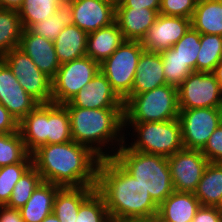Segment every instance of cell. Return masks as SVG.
Instances as JSON below:
<instances>
[{
	"mask_svg": "<svg viewBox=\"0 0 222 222\" xmlns=\"http://www.w3.org/2000/svg\"><path fill=\"white\" fill-rule=\"evenodd\" d=\"M222 56V36L200 34L196 72H213Z\"/></svg>",
	"mask_w": 222,
	"mask_h": 222,
	"instance_id": "cell-31",
	"label": "cell"
},
{
	"mask_svg": "<svg viewBox=\"0 0 222 222\" xmlns=\"http://www.w3.org/2000/svg\"><path fill=\"white\" fill-rule=\"evenodd\" d=\"M0 103L18 122L39 104L20 86L6 63L0 67Z\"/></svg>",
	"mask_w": 222,
	"mask_h": 222,
	"instance_id": "cell-15",
	"label": "cell"
},
{
	"mask_svg": "<svg viewBox=\"0 0 222 222\" xmlns=\"http://www.w3.org/2000/svg\"><path fill=\"white\" fill-rule=\"evenodd\" d=\"M113 5L115 8L122 4L123 0H101Z\"/></svg>",
	"mask_w": 222,
	"mask_h": 222,
	"instance_id": "cell-48",
	"label": "cell"
},
{
	"mask_svg": "<svg viewBox=\"0 0 222 222\" xmlns=\"http://www.w3.org/2000/svg\"><path fill=\"white\" fill-rule=\"evenodd\" d=\"M20 86L39 104L52 103V80L19 47L3 56Z\"/></svg>",
	"mask_w": 222,
	"mask_h": 222,
	"instance_id": "cell-9",
	"label": "cell"
},
{
	"mask_svg": "<svg viewBox=\"0 0 222 222\" xmlns=\"http://www.w3.org/2000/svg\"><path fill=\"white\" fill-rule=\"evenodd\" d=\"M41 182L40 173L32 165L15 184L10 199L5 206L13 209H21Z\"/></svg>",
	"mask_w": 222,
	"mask_h": 222,
	"instance_id": "cell-33",
	"label": "cell"
},
{
	"mask_svg": "<svg viewBox=\"0 0 222 222\" xmlns=\"http://www.w3.org/2000/svg\"><path fill=\"white\" fill-rule=\"evenodd\" d=\"M151 222H160L156 218L152 219Z\"/></svg>",
	"mask_w": 222,
	"mask_h": 222,
	"instance_id": "cell-51",
	"label": "cell"
},
{
	"mask_svg": "<svg viewBox=\"0 0 222 222\" xmlns=\"http://www.w3.org/2000/svg\"><path fill=\"white\" fill-rule=\"evenodd\" d=\"M96 190V187H60L55 195L53 213L60 222H74L80 205Z\"/></svg>",
	"mask_w": 222,
	"mask_h": 222,
	"instance_id": "cell-24",
	"label": "cell"
},
{
	"mask_svg": "<svg viewBox=\"0 0 222 222\" xmlns=\"http://www.w3.org/2000/svg\"><path fill=\"white\" fill-rule=\"evenodd\" d=\"M125 41L116 22L88 33L86 56L101 64Z\"/></svg>",
	"mask_w": 222,
	"mask_h": 222,
	"instance_id": "cell-21",
	"label": "cell"
},
{
	"mask_svg": "<svg viewBox=\"0 0 222 222\" xmlns=\"http://www.w3.org/2000/svg\"><path fill=\"white\" fill-rule=\"evenodd\" d=\"M24 0H0V8L17 10L22 6Z\"/></svg>",
	"mask_w": 222,
	"mask_h": 222,
	"instance_id": "cell-45",
	"label": "cell"
},
{
	"mask_svg": "<svg viewBox=\"0 0 222 222\" xmlns=\"http://www.w3.org/2000/svg\"><path fill=\"white\" fill-rule=\"evenodd\" d=\"M167 160L174 190L194 193L209 163L201 150L184 148L167 157Z\"/></svg>",
	"mask_w": 222,
	"mask_h": 222,
	"instance_id": "cell-12",
	"label": "cell"
},
{
	"mask_svg": "<svg viewBox=\"0 0 222 222\" xmlns=\"http://www.w3.org/2000/svg\"><path fill=\"white\" fill-rule=\"evenodd\" d=\"M217 208L222 212V197H221L220 203L217 206Z\"/></svg>",
	"mask_w": 222,
	"mask_h": 222,
	"instance_id": "cell-49",
	"label": "cell"
},
{
	"mask_svg": "<svg viewBox=\"0 0 222 222\" xmlns=\"http://www.w3.org/2000/svg\"><path fill=\"white\" fill-rule=\"evenodd\" d=\"M201 152L209 162L222 163V124L215 129Z\"/></svg>",
	"mask_w": 222,
	"mask_h": 222,
	"instance_id": "cell-40",
	"label": "cell"
},
{
	"mask_svg": "<svg viewBox=\"0 0 222 222\" xmlns=\"http://www.w3.org/2000/svg\"><path fill=\"white\" fill-rule=\"evenodd\" d=\"M0 222H24L19 209L0 206Z\"/></svg>",
	"mask_w": 222,
	"mask_h": 222,
	"instance_id": "cell-44",
	"label": "cell"
},
{
	"mask_svg": "<svg viewBox=\"0 0 222 222\" xmlns=\"http://www.w3.org/2000/svg\"><path fill=\"white\" fill-rule=\"evenodd\" d=\"M66 108L72 140L89 147L101 159L114 157L125 143L124 109Z\"/></svg>",
	"mask_w": 222,
	"mask_h": 222,
	"instance_id": "cell-3",
	"label": "cell"
},
{
	"mask_svg": "<svg viewBox=\"0 0 222 222\" xmlns=\"http://www.w3.org/2000/svg\"><path fill=\"white\" fill-rule=\"evenodd\" d=\"M33 165L32 154L22 162L0 167V206H5L21 176Z\"/></svg>",
	"mask_w": 222,
	"mask_h": 222,
	"instance_id": "cell-34",
	"label": "cell"
},
{
	"mask_svg": "<svg viewBox=\"0 0 222 222\" xmlns=\"http://www.w3.org/2000/svg\"><path fill=\"white\" fill-rule=\"evenodd\" d=\"M179 110L222 108V88L212 72H193L178 87Z\"/></svg>",
	"mask_w": 222,
	"mask_h": 222,
	"instance_id": "cell-10",
	"label": "cell"
},
{
	"mask_svg": "<svg viewBox=\"0 0 222 222\" xmlns=\"http://www.w3.org/2000/svg\"><path fill=\"white\" fill-rule=\"evenodd\" d=\"M74 222H112L104 198L96 190L80 205Z\"/></svg>",
	"mask_w": 222,
	"mask_h": 222,
	"instance_id": "cell-37",
	"label": "cell"
},
{
	"mask_svg": "<svg viewBox=\"0 0 222 222\" xmlns=\"http://www.w3.org/2000/svg\"><path fill=\"white\" fill-rule=\"evenodd\" d=\"M126 128L131 129L132 133ZM124 130L129 132L128 135L131 134L132 138L135 136L133 140L131 138L133 142L130 143L125 134L124 144L132 150L170 157L184 149L178 118L163 122L124 123Z\"/></svg>",
	"mask_w": 222,
	"mask_h": 222,
	"instance_id": "cell-6",
	"label": "cell"
},
{
	"mask_svg": "<svg viewBox=\"0 0 222 222\" xmlns=\"http://www.w3.org/2000/svg\"><path fill=\"white\" fill-rule=\"evenodd\" d=\"M46 122H48V103L38 104L19 122V131L30 154L40 146L46 145Z\"/></svg>",
	"mask_w": 222,
	"mask_h": 222,
	"instance_id": "cell-22",
	"label": "cell"
},
{
	"mask_svg": "<svg viewBox=\"0 0 222 222\" xmlns=\"http://www.w3.org/2000/svg\"><path fill=\"white\" fill-rule=\"evenodd\" d=\"M72 141L70 119L63 104L48 103V122H46V145L62 144Z\"/></svg>",
	"mask_w": 222,
	"mask_h": 222,
	"instance_id": "cell-29",
	"label": "cell"
},
{
	"mask_svg": "<svg viewBox=\"0 0 222 222\" xmlns=\"http://www.w3.org/2000/svg\"><path fill=\"white\" fill-rule=\"evenodd\" d=\"M116 8H147L160 10V0H123Z\"/></svg>",
	"mask_w": 222,
	"mask_h": 222,
	"instance_id": "cell-43",
	"label": "cell"
},
{
	"mask_svg": "<svg viewBox=\"0 0 222 222\" xmlns=\"http://www.w3.org/2000/svg\"><path fill=\"white\" fill-rule=\"evenodd\" d=\"M193 194L202 206L219 205L222 197V163H208Z\"/></svg>",
	"mask_w": 222,
	"mask_h": 222,
	"instance_id": "cell-27",
	"label": "cell"
},
{
	"mask_svg": "<svg viewBox=\"0 0 222 222\" xmlns=\"http://www.w3.org/2000/svg\"><path fill=\"white\" fill-rule=\"evenodd\" d=\"M160 54L166 83L178 88L187 76L194 71L189 65H185L172 47L161 51Z\"/></svg>",
	"mask_w": 222,
	"mask_h": 222,
	"instance_id": "cell-36",
	"label": "cell"
},
{
	"mask_svg": "<svg viewBox=\"0 0 222 222\" xmlns=\"http://www.w3.org/2000/svg\"><path fill=\"white\" fill-rule=\"evenodd\" d=\"M193 222H222V212L214 206H200Z\"/></svg>",
	"mask_w": 222,
	"mask_h": 222,
	"instance_id": "cell-41",
	"label": "cell"
},
{
	"mask_svg": "<svg viewBox=\"0 0 222 222\" xmlns=\"http://www.w3.org/2000/svg\"><path fill=\"white\" fill-rule=\"evenodd\" d=\"M185 149L202 150L215 129L222 124V108L179 110Z\"/></svg>",
	"mask_w": 222,
	"mask_h": 222,
	"instance_id": "cell-11",
	"label": "cell"
},
{
	"mask_svg": "<svg viewBox=\"0 0 222 222\" xmlns=\"http://www.w3.org/2000/svg\"><path fill=\"white\" fill-rule=\"evenodd\" d=\"M96 191L112 222L150 221L157 216L158 205L149 192L113 157L100 160Z\"/></svg>",
	"mask_w": 222,
	"mask_h": 222,
	"instance_id": "cell-1",
	"label": "cell"
},
{
	"mask_svg": "<svg viewBox=\"0 0 222 222\" xmlns=\"http://www.w3.org/2000/svg\"><path fill=\"white\" fill-rule=\"evenodd\" d=\"M216 80L219 82L221 88H222V61H220L217 66L215 67L214 71L212 72Z\"/></svg>",
	"mask_w": 222,
	"mask_h": 222,
	"instance_id": "cell-46",
	"label": "cell"
},
{
	"mask_svg": "<svg viewBox=\"0 0 222 222\" xmlns=\"http://www.w3.org/2000/svg\"><path fill=\"white\" fill-rule=\"evenodd\" d=\"M100 71V64L88 56L60 65L52 79V102H69Z\"/></svg>",
	"mask_w": 222,
	"mask_h": 222,
	"instance_id": "cell-8",
	"label": "cell"
},
{
	"mask_svg": "<svg viewBox=\"0 0 222 222\" xmlns=\"http://www.w3.org/2000/svg\"><path fill=\"white\" fill-rule=\"evenodd\" d=\"M200 206L193 193L174 191L158 206L156 219L160 222H193Z\"/></svg>",
	"mask_w": 222,
	"mask_h": 222,
	"instance_id": "cell-20",
	"label": "cell"
},
{
	"mask_svg": "<svg viewBox=\"0 0 222 222\" xmlns=\"http://www.w3.org/2000/svg\"><path fill=\"white\" fill-rule=\"evenodd\" d=\"M29 154L20 131L0 133V167L22 162Z\"/></svg>",
	"mask_w": 222,
	"mask_h": 222,
	"instance_id": "cell-35",
	"label": "cell"
},
{
	"mask_svg": "<svg viewBox=\"0 0 222 222\" xmlns=\"http://www.w3.org/2000/svg\"><path fill=\"white\" fill-rule=\"evenodd\" d=\"M113 158L138 180L158 206L175 191L167 157L142 153L123 144Z\"/></svg>",
	"mask_w": 222,
	"mask_h": 222,
	"instance_id": "cell-4",
	"label": "cell"
},
{
	"mask_svg": "<svg viewBox=\"0 0 222 222\" xmlns=\"http://www.w3.org/2000/svg\"><path fill=\"white\" fill-rule=\"evenodd\" d=\"M165 84L161 54L144 50L138 61L130 94H141Z\"/></svg>",
	"mask_w": 222,
	"mask_h": 222,
	"instance_id": "cell-19",
	"label": "cell"
},
{
	"mask_svg": "<svg viewBox=\"0 0 222 222\" xmlns=\"http://www.w3.org/2000/svg\"><path fill=\"white\" fill-rule=\"evenodd\" d=\"M144 50L140 41L125 40L100 64V71L122 100L132 91L138 61Z\"/></svg>",
	"mask_w": 222,
	"mask_h": 222,
	"instance_id": "cell-7",
	"label": "cell"
},
{
	"mask_svg": "<svg viewBox=\"0 0 222 222\" xmlns=\"http://www.w3.org/2000/svg\"><path fill=\"white\" fill-rule=\"evenodd\" d=\"M4 59H3V56H0V67L4 64Z\"/></svg>",
	"mask_w": 222,
	"mask_h": 222,
	"instance_id": "cell-50",
	"label": "cell"
},
{
	"mask_svg": "<svg viewBox=\"0 0 222 222\" xmlns=\"http://www.w3.org/2000/svg\"><path fill=\"white\" fill-rule=\"evenodd\" d=\"M88 33L76 25L64 27L53 41L60 64L86 56Z\"/></svg>",
	"mask_w": 222,
	"mask_h": 222,
	"instance_id": "cell-25",
	"label": "cell"
},
{
	"mask_svg": "<svg viewBox=\"0 0 222 222\" xmlns=\"http://www.w3.org/2000/svg\"><path fill=\"white\" fill-rule=\"evenodd\" d=\"M32 158L44 182L60 187H96L101 158L85 145L73 140L42 145Z\"/></svg>",
	"mask_w": 222,
	"mask_h": 222,
	"instance_id": "cell-2",
	"label": "cell"
},
{
	"mask_svg": "<svg viewBox=\"0 0 222 222\" xmlns=\"http://www.w3.org/2000/svg\"><path fill=\"white\" fill-rule=\"evenodd\" d=\"M19 131V122L0 103V133H13Z\"/></svg>",
	"mask_w": 222,
	"mask_h": 222,
	"instance_id": "cell-42",
	"label": "cell"
},
{
	"mask_svg": "<svg viewBox=\"0 0 222 222\" xmlns=\"http://www.w3.org/2000/svg\"><path fill=\"white\" fill-rule=\"evenodd\" d=\"M191 27L200 34L222 36V4L220 0H198Z\"/></svg>",
	"mask_w": 222,
	"mask_h": 222,
	"instance_id": "cell-26",
	"label": "cell"
},
{
	"mask_svg": "<svg viewBox=\"0 0 222 222\" xmlns=\"http://www.w3.org/2000/svg\"><path fill=\"white\" fill-rule=\"evenodd\" d=\"M172 48L185 65H189L196 72V60L200 49V33L190 27Z\"/></svg>",
	"mask_w": 222,
	"mask_h": 222,
	"instance_id": "cell-38",
	"label": "cell"
},
{
	"mask_svg": "<svg viewBox=\"0 0 222 222\" xmlns=\"http://www.w3.org/2000/svg\"><path fill=\"white\" fill-rule=\"evenodd\" d=\"M60 0H24L18 9L23 29H30L35 23L52 16Z\"/></svg>",
	"mask_w": 222,
	"mask_h": 222,
	"instance_id": "cell-32",
	"label": "cell"
},
{
	"mask_svg": "<svg viewBox=\"0 0 222 222\" xmlns=\"http://www.w3.org/2000/svg\"><path fill=\"white\" fill-rule=\"evenodd\" d=\"M116 8L101 0H73V24L90 33L115 22Z\"/></svg>",
	"mask_w": 222,
	"mask_h": 222,
	"instance_id": "cell-16",
	"label": "cell"
},
{
	"mask_svg": "<svg viewBox=\"0 0 222 222\" xmlns=\"http://www.w3.org/2000/svg\"><path fill=\"white\" fill-rule=\"evenodd\" d=\"M42 222H60V221L54 213H51Z\"/></svg>",
	"mask_w": 222,
	"mask_h": 222,
	"instance_id": "cell-47",
	"label": "cell"
},
{
	"mask_svg": "<svg viewBox=\"0 0 222 222\" xmlns=\"http://www.w3.org/2000/svg\"><path fill=\"white\" fill-rule=\"evenodd\" d=\"M190 27L191 19L158 14L140 42L145 50L160 53L176 44Z\"/></svg>",
	"mask_w": 222,
	"mask_h": 222,
	"instance_id": "cell-14",
	"label": "cell"
},
{
	"mask_svg": "<svg viewBox=\"0 0 222 222\" xmlns=\"http://www.w3.org/2000/svg\"><path fill=\"white\" fill-rule=\"evenodd\" d=\"M198 0H160L159 14L192 18Z\"/></svg>",
	"mask_w": 222,
	"mask_h": 222,
	"instance_id": "cell-39",
	"label": "cell"
},
{
	"mask_svg": "<svg viewBox=\"0 0 222 222\" xmlns=\"http://www.w3.org/2000/svg\"><path fill=\"white\" fill-rule=\"evenodd\" d=\"M19 48L51 80L56 76L61 64L57 58L53 41L34 34L30 29H23Z\"/></svg>",
	"mask_w": 222,
	"mask_h": 222,
	"instance_id": "cell-17",
	"label": "cell"
},
{
	"mask_svg": "<svg viewBox=\"0 0 222 222\" xmlns=\"http://www.w3.org/2000/svg\"><path fill=\"white\" fill-rule=\"evenodd\" d=\"M73 0H60L56 12L49 18L35 23L30 30L47 40L54 41L64 27L73 25Z\"/></svg>",
	"mask_w": 222,
	"mask_h": 222,
	"instance_id": "cell-28",
	"label": "cell"
},
{
	"mask_svg": "<svg viewBox=\"0 0 222 222\" xmlns=\"http://www.w3.org/2000/svg\"><path fill=\"white\" fill-rule=\"evenodd\" d=\"M158 14L159 10L147 8H116L115 22L125 40L141 41Z\"/></svg>",
	"mask_w": 222,
	"mask_h": 222,
	"instance_id": "cell-18",
	"label": "cell"
},
{
	"mask_svg": "<svg viewBox=\"0 0 222 222\" xmlns=\"http://www.w3.org/2000/svg\"><path fill=\"white\" fill-rule=\"evenodd\" d=\"M124 123L163 122L179 116L178 88L165 84L124 100Z\"/></svg>",
	"mask_w": 222,
	"mask_h": 222,
	"instance_id": "cell-5",
	"label": "cell"
},
{
	"mask_svg": "<svg viewBox=\"0 0 222 222\" xmlns=\"http://www.w3.org/2000/svg\"><path fill=\"white\" fill-rule=\"evenodd\" d=\"M22 31L18 11L0 8V56L19 47Z\"/></svg>",
	"mask_w": 222,
	"mask_h": 222,
	"instance_id": "cell-30",
	"label": "cell"
},
{
	"mask_svg": "<svg viewBox=\"0 0 222 222\" xmlns=\"http://www.w3.org/2000/svg\"><path fill=\"white\" fill-rule=\"evenodd\" d=\"M63 105L85 109H124V101L112 89L107 77L101 71H98L84 88Z\"/></svg>",
	"mask_w": 222,
	"mask_h": 222,
	"instance_id": "cell-13",
	"label": "cell"
},
{
	"mask_svg": "<svg viewBox=\"0 0 222 222\" xmlns=\"http://www.w3.org/2000/svg\"><path fill=\"white\" fill-rule=\"evenodd\" d=\"M60 186L42 181L26 204L19 209L24 222H42L53 213L55 195Z\"/></svg>",
	"mask_w": 222,
	"mask_h": 222,
	"instance_id": "cell-23",
	"label": "cell"
}]
</instances>
